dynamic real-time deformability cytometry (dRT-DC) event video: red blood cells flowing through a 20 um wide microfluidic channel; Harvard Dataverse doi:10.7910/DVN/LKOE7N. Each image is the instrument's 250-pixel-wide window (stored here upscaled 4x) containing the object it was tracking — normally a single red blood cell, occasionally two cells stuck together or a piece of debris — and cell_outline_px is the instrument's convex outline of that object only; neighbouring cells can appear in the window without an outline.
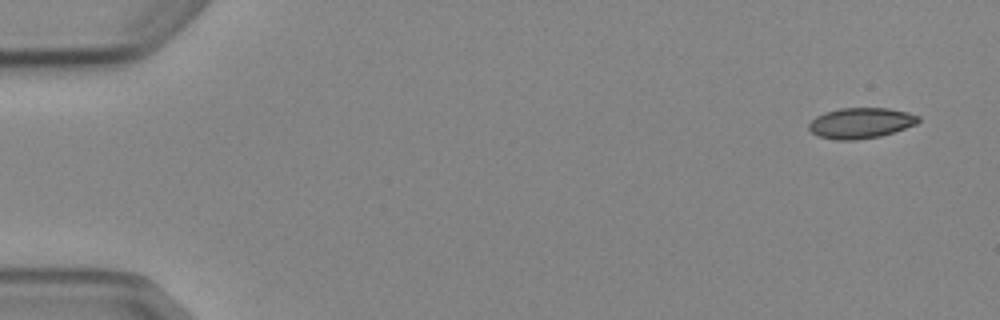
{"species": "Egyptian fruit bat (a non-hibernating species)", "species_latin": "Rousettus aegyptiacus", "temperature_condition": "cold", "stored_images_in_passage": 4, "camera_frame_rate_fps": 3000, "um_per_image_px": 0.085, "animal": {"sex": "female"}, "frame": {"image": 1, "passage_image": 1, "time_ms": 0.0, "image_size_px": [1000, 320], "cell_outline_px": [[920, 120], [916, 124], [880, 136], [852, 140], [836, 140], [816, 136], [808, 128], [808, 124], [816, 116], [824, 112], [840, 108], [888, 108], [908, 112], [920, 116]], "centroid_in_image_um": [73.14, 10.45], "position_along_channel_um": 11.9, "area_um2": 19.54}}
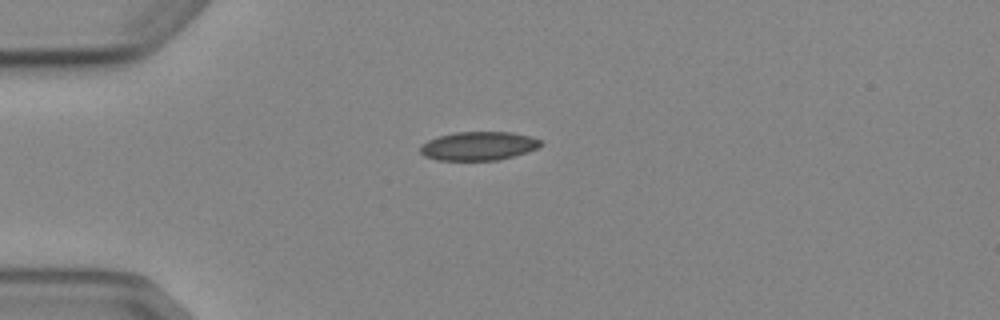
{"frame": {"image": 2, "passage_image": 4, "time_ms": 3.667, "image_size_px": [1000, 320], "cell_outline_px": [[544, 144], [528, 152], [500, 160], [436, 160], [424, 156], [420, 152], [420, 144], [436, 136], [456, 132], [512, 132], [528, 136], [540, 140]], "centroid_in_image_um": [40.64, 12.41], "position_along_channel_um": 44.4, "area_um2": 20.29}}